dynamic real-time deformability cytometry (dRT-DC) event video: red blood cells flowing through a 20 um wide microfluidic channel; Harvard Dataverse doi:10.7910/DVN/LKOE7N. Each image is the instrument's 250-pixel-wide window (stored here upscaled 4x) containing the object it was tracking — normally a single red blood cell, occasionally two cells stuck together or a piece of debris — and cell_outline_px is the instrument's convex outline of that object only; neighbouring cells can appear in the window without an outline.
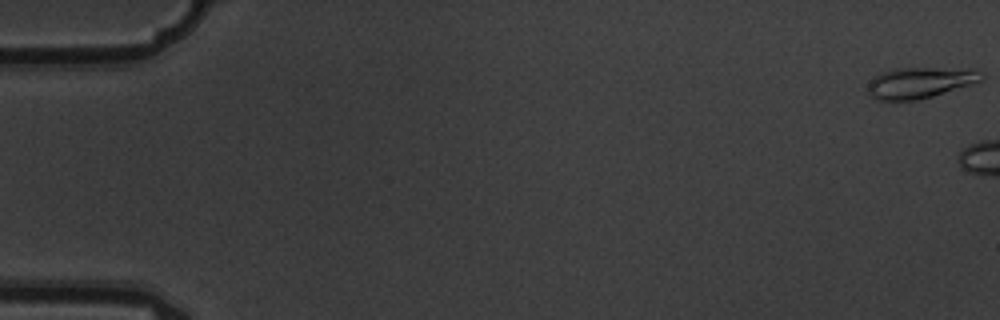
{"species": "common noctule bat (a hibernating species)", "species_latin": "Nyctalus noctula", "temperature_condition": "warm", "stored_images_in_passage": 6, "camera_frame_rate_fps": 3000, "um_per_image_px": 0.085, "animal": {"sex": "male", "body_mass_g": 19.5, "forearm_length_mm": 54.6}, "frame": {"image": 1, "passage_image": 1, "time_ms": 0.0, "image_size_px": [1000, 320], "cell_outline_px": [[984, 80], [972, 84], [932, 96], [916, 100], [876, 100], [868, 92], [868, 84], [872, 76], [880, 72], [892, 68], [968, 68], [984, 76]], "centroid_in_image_um": [78.15, 7.01], "position_along_channel_um": 6.9, "area_um2": 20.58}}
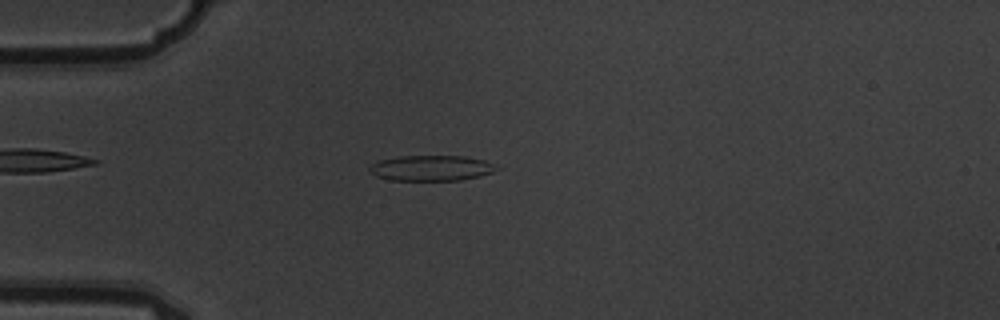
{"frame": {"image": 2, "passage_image": 6, "time_ms": 1.667, "image_size_px": [1000, 320], "cell_outline_px": [[500, 168], [492, 172], [480, 176], [460, 180], [388, 180], [376, 176], [368, 172], [368, 168], [372, 164], [380, 160], [400, 156], [464, 156], [484, 160]], "centroid_in_image_um": [36.63, 14.29], "position_along_channel_um": 48.4, "area_um2": 18.84}}